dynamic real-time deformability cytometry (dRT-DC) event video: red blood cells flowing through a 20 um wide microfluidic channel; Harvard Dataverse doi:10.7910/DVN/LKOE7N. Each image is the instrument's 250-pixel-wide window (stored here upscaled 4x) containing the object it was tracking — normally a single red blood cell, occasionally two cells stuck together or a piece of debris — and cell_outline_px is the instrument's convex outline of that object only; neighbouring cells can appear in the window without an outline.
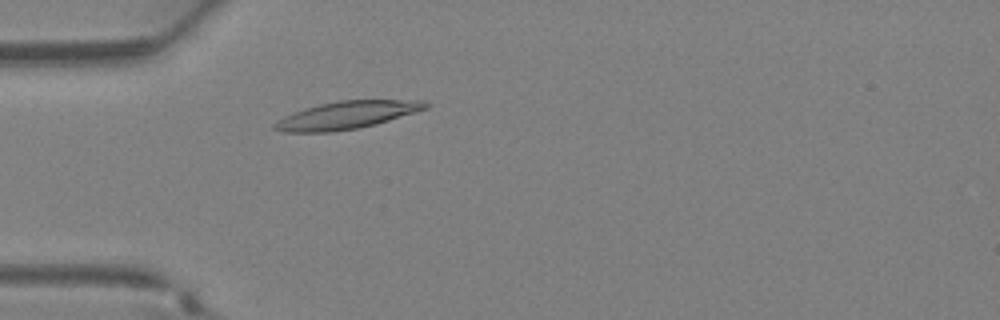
{"species": "Egyptian fruit bat (a non-hibernating species)", "species_latin": "Rousettus aegyptiacus", "temperature_condition": "warm", "stored_images_in_passage": 34, "camera_frame_rate_fps": 3000, "um_per_image_px": 0.085, "animal": {"sex": "female"}, "frame": {"image": 1, "passage_image": 8, "time_ms": 2.333, "image_size_px": [1000, 320], "cell_outline_px": [[432, 104], [428, 108], [416, 112], [376, 124], [356, 128], [332, 132], [280, 132], [272, 128], [272, 124], [284, 116], [304, 108], [320, 104], [340, 100], [424, 100]], "centroid_in_image_um": [29.48, 9.78], "position_along_channel_um": 55.5, "area_um2": 24.39}}
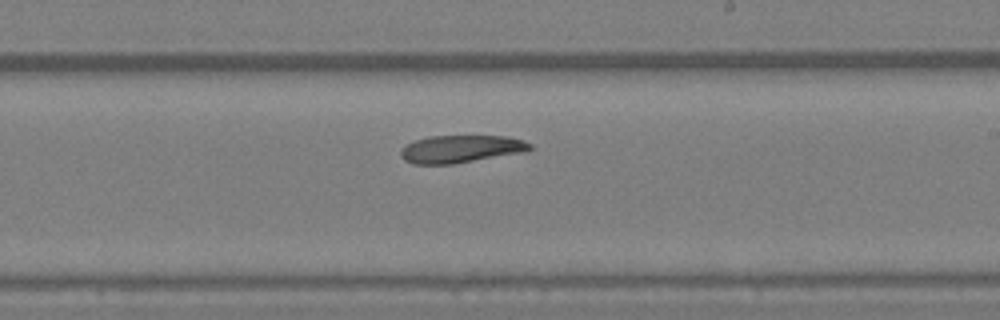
{"frame": {"image": 2, "passage_image": 19, "time_ms": 6.0, "image_size_px": [1000, 320], "cell_outline_px": [[532, 148], [528, 152], [452, 164], [412, 164], [404, 160], [400, 156], [400, 148], [404, 144], [428, 136], [504, 136], [524, 140], [532, 144]], "centroid_in_image_um": [39.17, 12.66], "position_along_channel_um": 249.8, "area_um2": 21.1}}
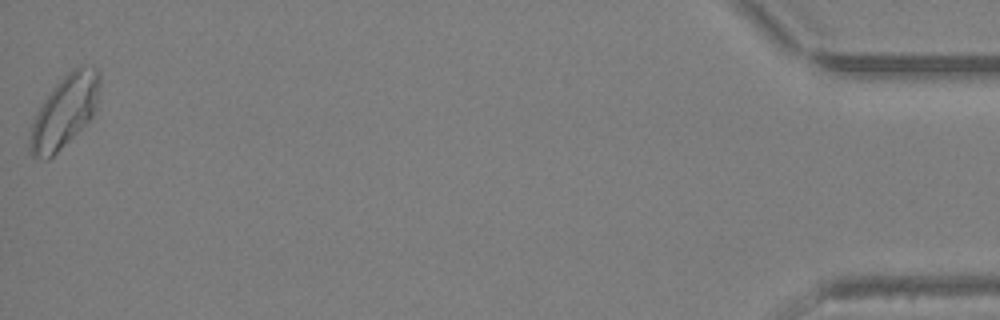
{"frame": {"image": 3, "passage_image": 34, "time_ms": 11.0, "image_size_px": [1000, 320], "cell_outline_px": [[100, 84], [96, 108], [92, 116], [48, 160], [44, 160], [32, 156], [28, 148], [28, 140], [32, 124], [36, 112], [52, 88], [72, 68], [80, 64], [96, 68], [100, 72]], "centroid_in_image_um": [5.47, 9.44], "position_along_channel_um": 429.7, "area_um2": 29.07}}